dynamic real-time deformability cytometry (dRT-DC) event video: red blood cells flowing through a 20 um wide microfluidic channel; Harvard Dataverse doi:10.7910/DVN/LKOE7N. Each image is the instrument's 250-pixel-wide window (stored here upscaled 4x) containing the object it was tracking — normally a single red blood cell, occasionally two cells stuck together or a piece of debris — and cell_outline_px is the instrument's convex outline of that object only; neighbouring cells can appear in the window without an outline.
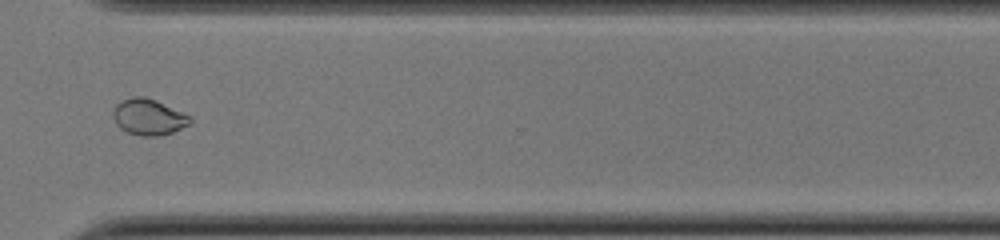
{"species": "common noctule bat (a hibernating species)", "species_latin": "Nyctalus noctula", "temperature_condition": "cold", "stored_images_in_passage": 40, "camera_frame_rate_fps": 3000, "um_per_image_px": 0.085, "animal": {"sex": "female", "body_mass_g": 22.0, "forearm_length_mm": 56.7}, "frame": {"image": 1, "passage_image": 29, "time_ms": 9.333, "image_size_px": [1000, 240], "cell_outline_px": [[192, 124], [172, 132], [160, 136], [140, 136], [128, 132], [120, 128], [116, 124], [112, 116], [116, 104], [120, 100], [132, 96], [144, 96], [156, 100], [184, 112], [192, 116]], "centroid_in_image_um": [12.65, 9.94], "position_along_channel_um": 357.9, "area_um2": 16.53}, "authors_computed_cell_mechanics": {"area_um2": 16.2707, "velocity_mm_per_s": 3.9208, "shape_relaxation_time_tau1_ms": null, "shape_relaxation_time_tau2_ms": 1.1468, "deformation_change_tau1": null, "deformation_change_tau2": 0.0389}}